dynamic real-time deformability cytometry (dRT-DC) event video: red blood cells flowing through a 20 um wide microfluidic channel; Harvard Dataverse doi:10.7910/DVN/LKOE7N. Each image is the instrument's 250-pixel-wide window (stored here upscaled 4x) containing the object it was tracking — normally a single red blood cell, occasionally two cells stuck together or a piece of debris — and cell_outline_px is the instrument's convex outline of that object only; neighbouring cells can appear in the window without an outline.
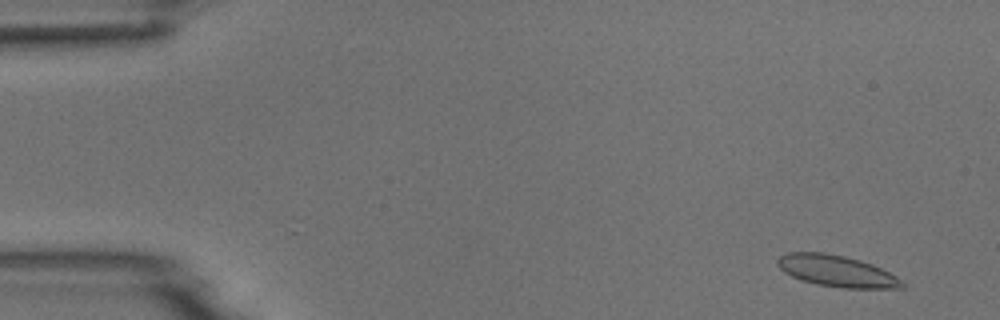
{"species": "common noctule bat (a hibernating species)", "species_latin": "Nyctalus noctula", "temperature_condition": "room temperature", "stored_images_in_passage": 8, "camera_frame_rate_fps": 3000, "um_per_image_px": 0.085, "animal": {"sex": "male", "body_mass_g": 18.8}, "frame": {"image": 1, "passage_image": 2, "time_ms": 1.0, "image_size_px": [1000, 320], "cell_outline_px": [[904, 288], [840, 288], [816, 284], [792, 276], [784, 272], [776, 264], [776, 260], [780, 256], [788, 252], [824, 252], [844, 256], [860, 260], [872, 264], [896, 276], [904, 284]], "centroid_in_image_um": [71.09, 23.03], "position_along_channel_um": 13.9, "area_um2": 22.72}}
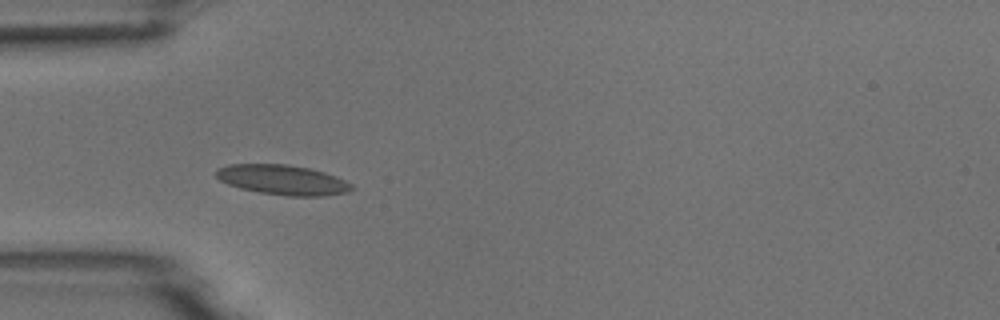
{"frame": {"image": 2, "passage_image": 5, "time_ms": 5.333, "image_size_px": [1000, 320], "cell_outline_px": [[356, 188], [348, 192], [324, 196], [288, 196], [260, 192], [240, 188], [228, 184], [220, 180], [216, 176], [216, 168], [228, 164], [288, 164], [308, 168], [324, 172], [336, 176], [352, 184]], "centroid_in_image_um": [24.04, 15.29], "position_along_channel_um": 61.0, "area_um2": 23.7}}